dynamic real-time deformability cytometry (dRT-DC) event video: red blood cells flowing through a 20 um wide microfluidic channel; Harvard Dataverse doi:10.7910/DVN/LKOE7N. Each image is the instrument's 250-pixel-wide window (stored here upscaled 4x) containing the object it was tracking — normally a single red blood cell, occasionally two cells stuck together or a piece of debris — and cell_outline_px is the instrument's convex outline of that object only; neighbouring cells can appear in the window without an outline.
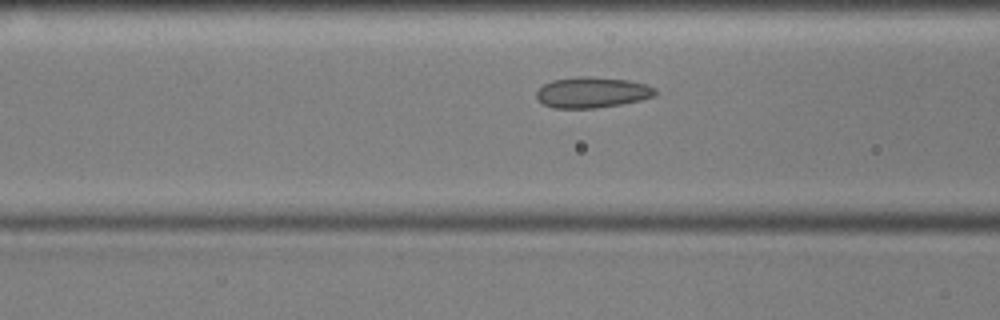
{"species": "common noctule bat (a hibernating species)", "species_latin": "Nyctalus noctula", "temperature_condition": "cold", "stored_images_in_passage": 37, "camera_frame_rate_fps": 3000, "um_per_image_px": 0.085, "animal": {"sex": "male", "body_mass_g": 17.9, "forearm_length_mm": 54.2}, "frame": {"image": 1, "passage_image": 14, "time_ms": 4.333, "image_size_px": [1000, 320], "cell_outline_px": [[656, 96], [640, 100], [620, 104], [596, 108], [552, 108], [544, 104], [536, 96], [536, 92], [544, 84], [552, 80], [576, 76], [592, 76], [628, 80], [648, 84], [656, 88]], "centroid_in_image_um": [50.36, 7.84], "position_along_channel_um": 116.2, "area_um2": 21.44}}
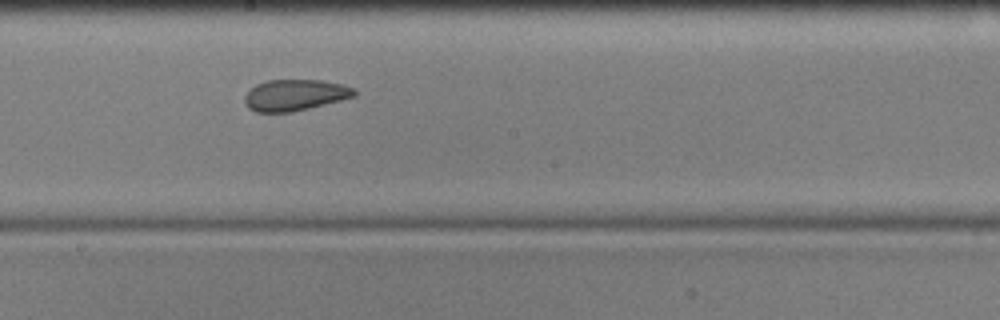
{"frame": {"image": 2, "passage_image": 23, "time_ms": 7.333, "image_size_px": [1000, 320], "cell_outline_px": [[356, 96], [292, 112], [256, 112], [248, 108], [244, 104], [244, 96], [256, 84], [268, 80], [320, 80], [344, 84], [356, 88]], "centroid_in_image_um": [25.07, 8.07], "position_along_channel_um": 223.1, "area_um2": 20.0}}
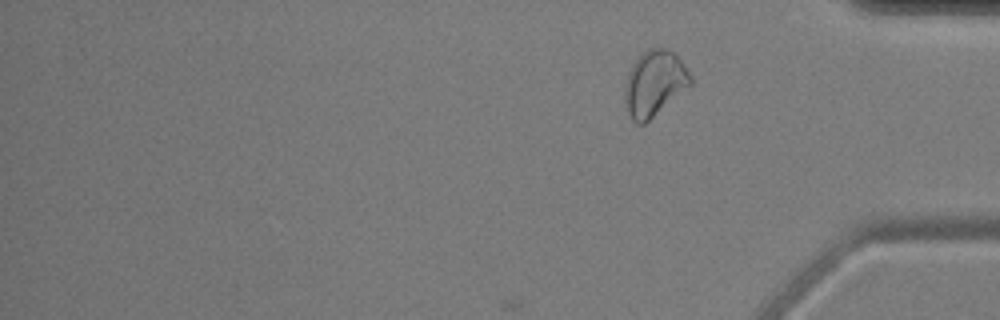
{"frame": {"image": 3, "passage_image": 37, "time_ms": 12.0, "image_size_px": [1000, 320], "cell_outline_px": [[692, 84], [644, 124], [636, 124], [632, 120], [624, 104], [624, 84], [628, 72], [632, 64], [648, 48], [664, 48], [672, 52], [684, 64], [692, 76]], "centroid_in_image_um": [55.6, 7.1], "position_along_channel_um": 379.6, "area_um2": 25.03}, "authors_computed_cell_mechanics": {"area_um2": 20.9814, "velocity_mm_per_s": 3.5612, "shape_relaxation_time_tau1_ms": null, "shape_relaxation_time_tau2_ms": 1.7778, "deformation_change_tau1": null, "deformation_change_tau2": 0.0722}}